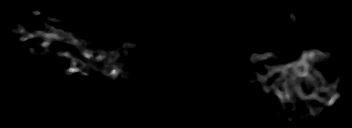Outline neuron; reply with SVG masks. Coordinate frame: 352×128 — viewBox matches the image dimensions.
<instances>
[{
    "instance_id": "2dd73e0c",
    "label": "neuron",
    "mask_w": 352,
    "mask_h": 128,
    "mask_svg": "<svg viewBox=\"0 0 352 128\" xmlns=\"http://www.w3.org/2000/svg\"><path fill=\"white\" fill-rule=\"evenodd\" d=\"M32 15H36V16H41L44 14L43 11L41 10H33ZM31 14L27 15L26 21H28L31 18ZM289 17L291 18V20L294 22L295 20V15L294 13H290ZM49 22L44 21V25L50 29L49 32L44 31L43 29H37L34 32L30 33L27 32L23 26L18 25L17 27L11 29V32L13 33H17V34H22L21 38H17V40H20L22 42H28V41H32L34 38L40 37L43 38L44 41L39 45L40 48L36 49L33 46H29L27 44V48L33 53L32 55L36 57V54H41L42 49L46 48V50L44 52H46V54H50L51 50H52V43L56 40L58 41H63L65 43H67V45L71 44V45H75V46H80L84 40L77 38L76 34L74 33H70L67 32L66 30H57L56 27L54 25H50L47 24ZM137 45L140 46L141 43H134L133 41L129 42L128 45L133 46V45ZM69 51L71 50H67V51H62V52H57V51H53L55 53V55H57L59 58H67L70 59L72 62V66L71 68L67 69V74H72V73H82L85 77H92V72H90V70H96L95 72L98 73H109L111 74V77H109V79L112 81L113 77L115 76H119V79H117V82L121 81V76H123L126 73H130V70H126L123 68V64L127 63V60L120 58L116 59V57H118V55L122 54V49H117L114 53L111 52H107V50H104V53L101 54V56L97 57V52L99 51L98 48H94V49H90L87 46L83 47L81 49V54L90 59L93 60V62L91 63H87L86 61L80 60L79 58H76L75 56H73V54H71ZM268 53H263L262 56H258L257 54H253L252 57L254 58V60H265L266 58H268ZM113 56L115 59H111L109 57ZM326 56V52L325 51H314V50H309V51H303L301 57L293 63H287L285 65H281L278 67H274L272 68L265 76H260L259 80L261 82H265V80L267 78H269L270 76H272L277 70L281 71V76L282 78H284V91L285 93L282 94L280 93L275 87H273V91L275 92V94L284 102L289 101L290 96L292 95L293 92H298L300 98H302L303 100H305V107H308V103L307 101L310 98H314L316 97V92L320 91V92H324L327 93L326 96L319 98V101H325V105L328 107L332 106L339 98H341L340 94H336L333 93V91L335 90L336 87V81L333 82V84L329 87H324V85H322V82H324L322 79V73L323 72H315L313 69V64L311 63L313 60H322L324 61L323 57L325 58ZM106 58L108 60H110L111 62V66L110 65H102L101 63V59ZM96 64V65H93ZM77 65H81V68L77 67ZM110 66V67H109ZM88 68V71H85L84 69ZM303 68V72H299V69ZM309 71H313L316 73V75L319 77V79H321L320 83H316V87L313 91L311 92H307L304 93L301 91L300 85L297 82V79H302L305 78V82H309V83H314L315 81L313 80V76L309 73ZM290 73V81L289 82L288 78H286L287 74ZM290 83L293 86V90H289L288 89V85H290ZM331 95H329V92H331ZM326 106H320V108H324ZM320 109H315L313 111V109L311 108V113L314 115V117H317V111H319Z\"/></svg>"
}]
</instances>
